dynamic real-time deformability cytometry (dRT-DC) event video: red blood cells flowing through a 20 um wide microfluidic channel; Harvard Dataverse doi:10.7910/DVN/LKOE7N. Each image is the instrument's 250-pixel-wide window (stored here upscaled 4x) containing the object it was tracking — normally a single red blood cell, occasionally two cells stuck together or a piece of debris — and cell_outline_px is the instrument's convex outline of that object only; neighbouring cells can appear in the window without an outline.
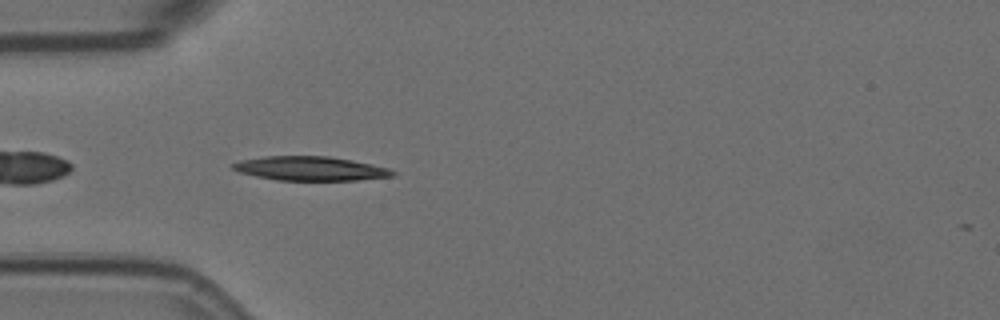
{"species": "Egyptian fruit bat (a non-hibernating species)", "species_latin": "Rousettus aegyptiacus", "temperature_condition": "room temperature", "stored_images_in_passage": 3, "camera_frame_rate_fps": 3000, "um_per_image_px": 0.085, "animal": {"sex": "female"}, "frame": {"image": 1, "passage_image": 3, "time_ms": 0.667, "image_size_px": [1000, 320], "cell_outline_px": [[396, 176], [356, 180], [276, 180], [256, 176], [240, 172], [232, 168], [228, 164], [240, 160], [264, 156], [328, 156], [352, 160], [372, 164], [388, 168], [396, 172]], "centroid_in_image_um": [26.37, 14.32], "position_along_channel_um": 58.6, "area_um2": 22.54}}